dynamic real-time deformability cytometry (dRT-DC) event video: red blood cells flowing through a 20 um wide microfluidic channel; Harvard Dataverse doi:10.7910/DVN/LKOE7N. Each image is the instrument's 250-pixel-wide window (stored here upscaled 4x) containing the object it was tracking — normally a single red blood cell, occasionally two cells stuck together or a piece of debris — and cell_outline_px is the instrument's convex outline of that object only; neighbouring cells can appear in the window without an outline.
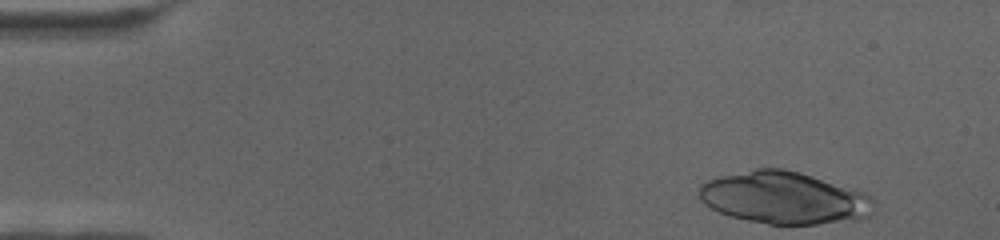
{"species": "human", "species_latin": "Homo sapiens", "temperature_condition": "cold", "stored_images_in_passage": 35, "camera_frame_rate_fps": 3000, "um_per_image_px": 0.085, "donor": {"sex": "female"}, "frame": {"image": 1, "passage_image": 1, "time_ms": 0.0, "image_size_px": [1000, 240], "cell_outline_px": [[876, 204], [872, 212], [868, 216], [860, 220], [816, 224], [768, 224], [728, 216], [704, 204], [700, 200], [700, 184], [708, 180], [720, 176], [756, 168], [784, 168], [800, 172], [856, 188], [872, 196], [876, 200]], "centroid_in_image_um": [66.73, 16.81], "position_along_channel_um": 18.3, "area_um2": 53.81}}
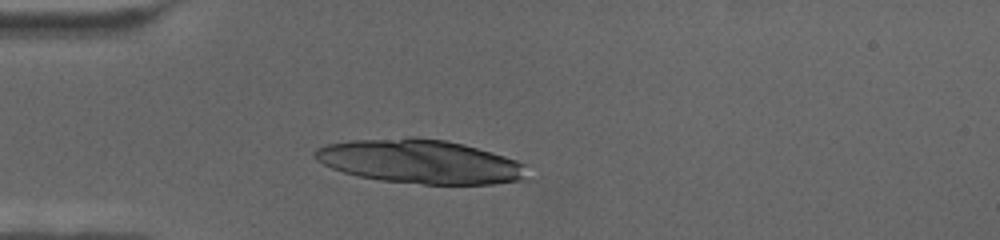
{"frame": {"image": 2, "passage_image": 13, "time_ms": 4.0, "image_size_px": [1000, 240], "cell_outline_px": [[536, 180], [492, 184], [424, 184], [380, 180], [360, 176], [344, 172], [332, 168], [316, 160], [312, 156], [312, 152], [316, 148], [328, 144], [348, 140], [408, 136], [412, 136], [444, 140], [464, 144], [504, 156], [516, 160], [524, 164]], "centroid_in_image_um": [35.79, 13.73], "position_along_channel_um": 49.2, "area_um2": 55.2}}